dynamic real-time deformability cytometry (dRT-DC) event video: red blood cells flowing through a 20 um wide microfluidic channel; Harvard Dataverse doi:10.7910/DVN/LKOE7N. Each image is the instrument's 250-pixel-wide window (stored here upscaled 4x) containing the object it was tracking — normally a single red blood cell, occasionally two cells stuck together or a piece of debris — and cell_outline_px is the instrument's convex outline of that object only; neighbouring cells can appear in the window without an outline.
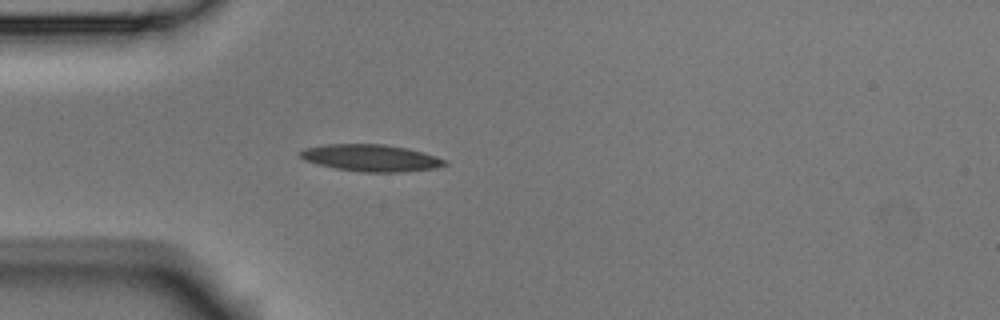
{"species": "Egyptian fruit bat (a non-hibernating species)", "species_latin": "Rousettus aegyptiacus", "temperature_condition": "room temperature", "stored_images_in_passage": 5, "camera_frame_rate_fps": 3000, "um_per_image_px": 0.085, "animal": {"sex": "male"}, "frame": {"image": 1, "passage_image": 5, "time_ms": 1.333, "image_size_px": [1000, 320], "cell_outline_px": [[448, 164], [432, 168], [400, 172], [364, 172], [336, 168], [304, 160], [296, 152], [304, 148], [324, 144], [384, 144], [408, 148], [424, 152], [448, 160]], "centroid_in_image_um": [31.52, 13.41], "position_along_channel_um": 53.5, "area_um2": 22.66}}